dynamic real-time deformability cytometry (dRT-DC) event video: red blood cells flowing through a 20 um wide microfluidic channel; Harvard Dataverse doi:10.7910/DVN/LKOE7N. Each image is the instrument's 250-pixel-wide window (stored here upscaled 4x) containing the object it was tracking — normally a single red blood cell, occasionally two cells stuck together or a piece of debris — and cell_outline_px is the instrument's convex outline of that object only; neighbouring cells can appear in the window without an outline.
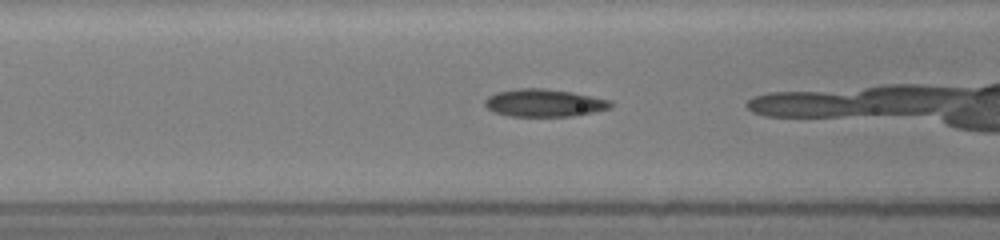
{"species": "common noctule bat (a hibernating species)", "species_latin": "Nyctalus noctula", "temperature_condition": "room temperature", "stored_images_in_passage": 38, "camera_frame_rate_fps": 3000, "um_per_image_px": 0.085, "animal": {"sex": "female", "body_mass_g": 19.5, "forearm_length_mm": 54.1}, "frame": {"image": 1, "passage_image": 17, "time_ms": 5.333, "image_size_px": [1000, 240], "cell_outline_px": [[612, 108], [572, 116], [508, 116], [492, 112], [484, 104], [484, 100], [488, 96], [496, 92], [516, 88], [544, 88], [572, 92], [612, 100]], "centroid_in_image_um": [46.23, 8.74], "position_along_channel_um": 120.4, "area_um2": 20.4}}
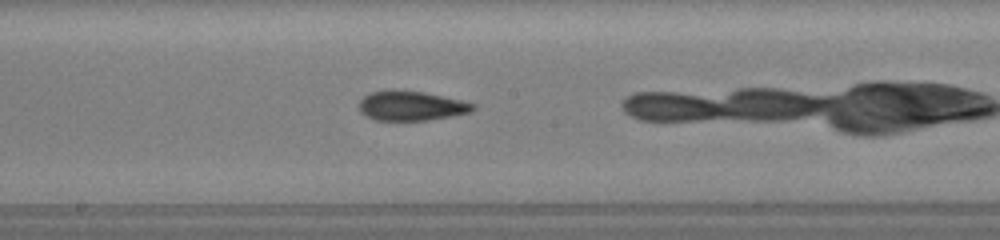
{"frame": {"image": 2, "passage_image": 24, "time_ms": 7.667, "image_size_px": [1000, 240], "cell_outline_px": [[476, 108], [472, 112], [452, 116], [428, 120], [376, 120], [364, 116], [360, 112], [360, 100], [364, 96], [372, 92], [388, 88], [392, 88], [424, 92], [460, 100], [476, 104]], "centroid_in_image_um": [34.94, 8.98], "position_along_channel_um": 213.3, "area_um2": 19.94}}
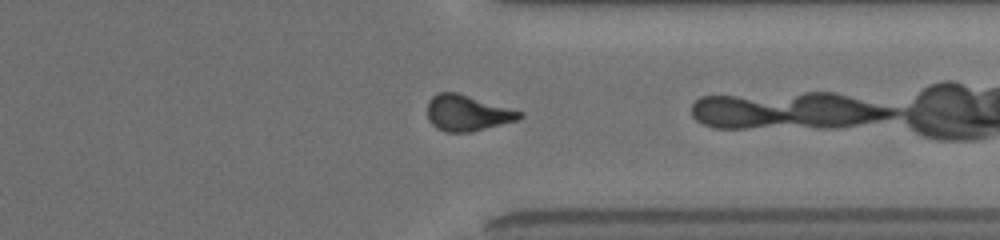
{"frame": {"image": 3, "passage_image": 36, "time_ms": 11.667, "image_size_px": [1000, 240], "cell_outline_px": [[524, 116], [520, 120], [472, 132], [444, 132], [436, 128], [428, 120], [428, 100], [436, 92], [456, 92], [524, 112]], "centroid_in_image_um": [39.74, 9.61], "position_along_channel_um": 371.7, "area_um2": 19.54}}